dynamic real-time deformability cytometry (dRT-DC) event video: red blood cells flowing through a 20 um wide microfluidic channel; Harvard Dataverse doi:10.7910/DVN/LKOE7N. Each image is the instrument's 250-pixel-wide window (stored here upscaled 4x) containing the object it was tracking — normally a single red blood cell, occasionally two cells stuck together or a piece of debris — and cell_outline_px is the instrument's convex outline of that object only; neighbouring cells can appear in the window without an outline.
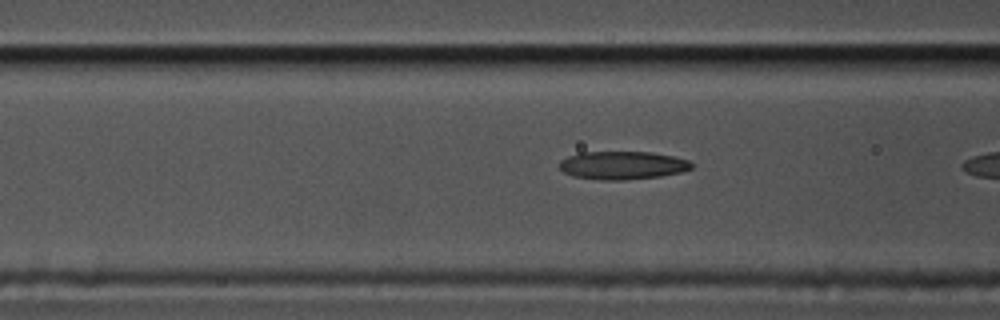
{"species": "common noctule bat (a hibernating species)", "species_latin": "Nyctalus noctula", "temperature_condition": "cold", "stored_images_in_passage": 21, "camera_frame_rate_fps": 3000, "um_per_image_px": 0.085, "animal": {"sex": "male", "body_mass_g": 17.5, "forearm_length_mm": 52.3}, "frame": {"image": 1, "passage_image": 19, "time_ms": 6.0, "image_size_px": [1000, 320], "cell_outline_px": [[692, 168], [680, 172], [660, 176], [624, 180], [600, 180], [572, 176], [564, 172], [560, 168], [560, 160], [568, 156], [580, 152], [652, 152], [672, 156], [688, 160], [692, 164]], "centroid_in_image_um": [52.88, 14.05], "position_along_channel_um": 113.7, "area_um2": 21.62}}